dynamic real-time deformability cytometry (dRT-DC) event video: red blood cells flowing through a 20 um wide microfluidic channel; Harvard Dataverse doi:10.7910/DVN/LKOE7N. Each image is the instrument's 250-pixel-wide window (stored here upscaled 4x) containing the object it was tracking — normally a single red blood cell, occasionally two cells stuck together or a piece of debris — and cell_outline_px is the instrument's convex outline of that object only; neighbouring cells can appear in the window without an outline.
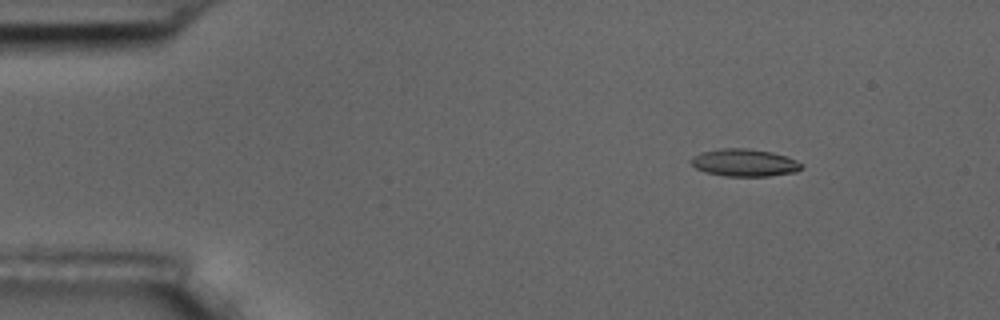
{"species": "common noctule bat (a hibernating species)", "species_latin": "Nyctalus noctula", "temperature_condition": "room temperature", "stored_images_in_passage": 9, "camera_frame_rate_fps": 3000, "um_per_image_px": 0.085, "animal": {"sex": "male", "body_mass_g": 17.5, "forearm_length_mm": 52.3}, "frame": {"image": 1, "passage_image": 3, "time_ms": 2.333, "image_size_px": [1000, 320], "cell_outline_px": [[804, 164], [796, 172], [768, 176], [724, 176], [704, 172], [696, 168], [688, 160], [692, 156], [700, 152], [720, 148], [748, 148], [772, 152], [796, 160]], "centroid_in_image_um": [63.23, 13.82], "position_along_channel_um": 21.8, "area_um2": 17.8}}
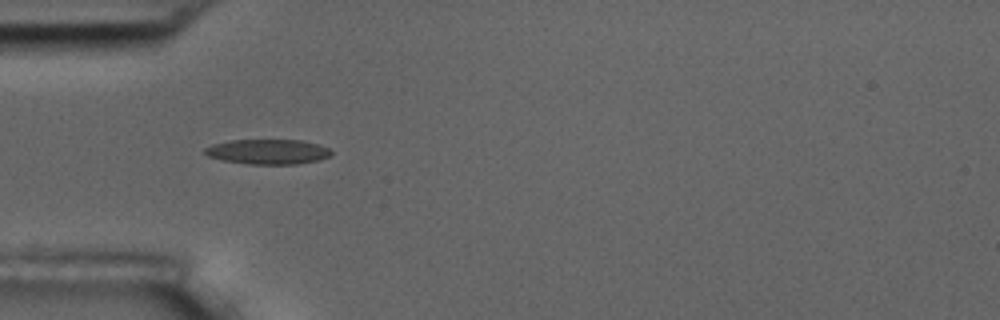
{"frame": {"image": 2, "passage_image": 6, "time_ms": 5.667, "image_size_px": [1000, 320], "cell_outline_px": [[332, 156], [320, 160], [296, 164], [248, 164], [224, 160], [208, 156], [204, 152], [204, 148], [212, 144], [232, 140], [304, 140], [328, 148], [332, 152]], "centroid_in_image_um": [22.79, 12.89], "position_along_channel_um": 62.2, "area_um2": 18.38}}
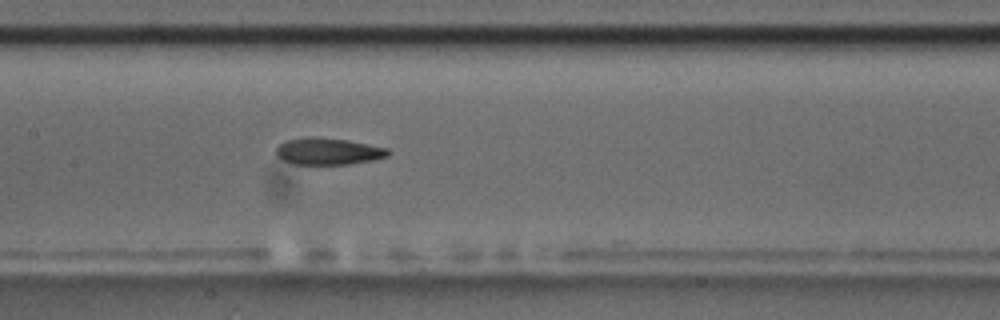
{"frame": {"image": 3, "passage_image": 9, "time_ms": 9.0, "image_size_px": [1000, 320], "cell_outline_px": [[392, 152], [388, 156], [372, 160], [348, 164], [296, 164], [280, 160], [276, 156], [276, 148], [280, 144], [288, 140], [348, 140], [388, 148]], "centroid_in_image_um": [27.95, 12.92], "position_along_channel_um": 179.4, "area_um2": 16.65}}